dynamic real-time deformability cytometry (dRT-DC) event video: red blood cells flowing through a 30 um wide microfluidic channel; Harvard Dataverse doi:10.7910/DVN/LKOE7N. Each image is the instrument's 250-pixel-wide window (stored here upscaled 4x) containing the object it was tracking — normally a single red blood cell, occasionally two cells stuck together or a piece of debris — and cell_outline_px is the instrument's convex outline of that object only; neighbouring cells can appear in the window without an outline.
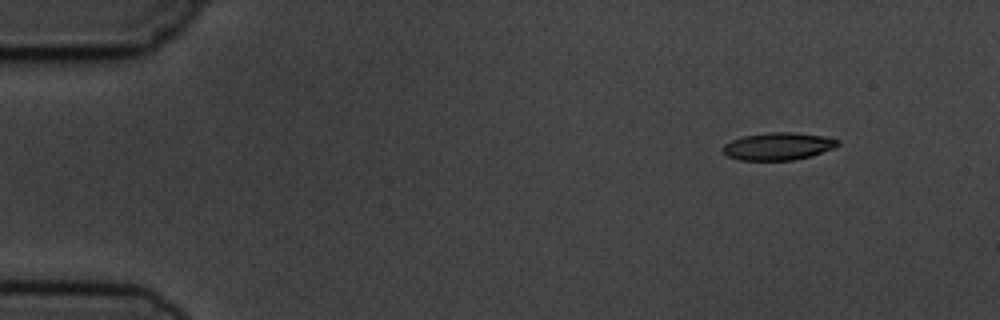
{"species": "common noctule bat (a hibernating species)", "species_latin": "Nyctalus noctula", "temperature_condition": "cold", "stored_images_in_passage": 5, "camera_frame_rate_fps": 3000, "um_per_image_px": 0.085, "animal": {"sex": "male", "body_mass_g": 19.5, "forearm_length_mm": 54.6}, "frame": {"image": 1, "passage_image": 1, "time_ms": 0.0, "image_size_px": [1000, 320], "cell_outline_px": [[840, 144], [836, 148], [812, 156], [792, 160], [740, 160], [728, 156], [720, 148], [724, 144], [732, 140], [744, 136], [772, 132], [792, 132], [824, 136], [840, 140]], "centroid_in_image_um": [66.18, 12.44], "position_along_channel_um": 18.8, "area_um2": 18.5}}
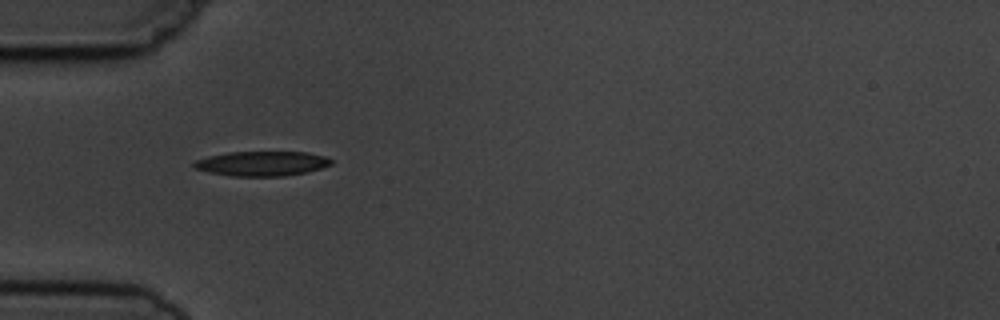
{"frame": {"image": 2, "passage_image": 4, "time_ms": 3.667, "image_size_px": [1000, 320], "cell_outline_px": [[332, 164], [308, 172], [284, 176], [232, 176], [212, 172], [196, 168], [192, 164], [196, 160], [208, 156], [228, 152], [308, 152], [324, 156], [332, 160]], "centroid_in_image_um": [22.29, 13.9], "position_along_channel_um": 62.7, "area_um2": 19.59}}
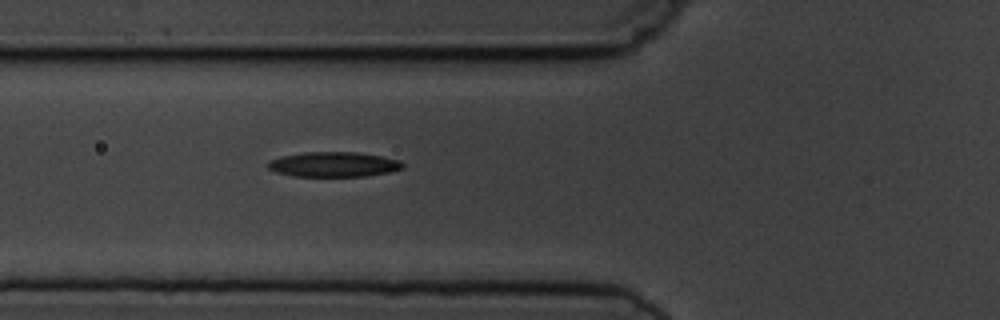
{"frame": {"image": 3, "passage_image": 5, "time_ms": 4.667, "image_size_px": [1000, 320], "cell_outline_px": [[404, 168], [388, 172], [364, 176], [292, 176], [276, 172], [268, 168], [268, 160], [284, 156], [304, 152], [360, 152], [400, 160], [404, 164]], "centroid_in_image_um": [28.36, 13.97], "position_along_channel_um": 97.4, "area_um2": 19.54}}